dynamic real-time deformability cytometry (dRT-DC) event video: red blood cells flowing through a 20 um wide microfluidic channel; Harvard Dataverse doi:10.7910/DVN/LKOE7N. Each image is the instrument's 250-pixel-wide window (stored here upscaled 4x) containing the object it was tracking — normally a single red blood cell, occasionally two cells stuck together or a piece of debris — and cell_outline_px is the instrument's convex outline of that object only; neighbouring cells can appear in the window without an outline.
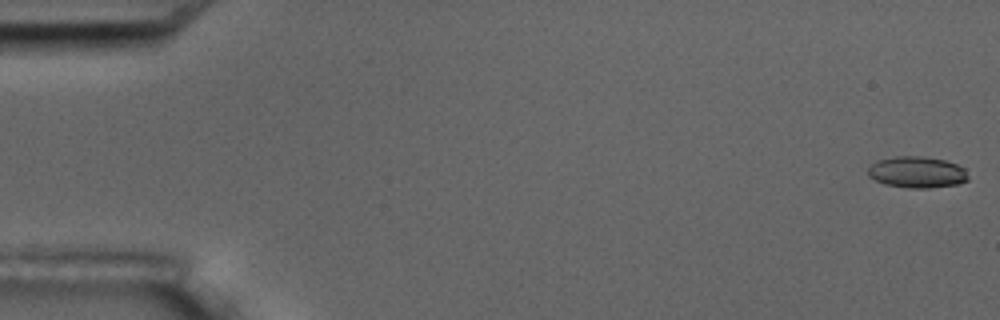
{"species": "common noctule bat (a hibernating species)", "species_latin": "Nyctalus noctula", "temperature_condition": "room temperature", "stored_images_in_passage": 5, "camera_frame_rate_fps": 3000, "um_per_image_px": 0.085, "animal": {"sex": "male", "body_mass_g": 17.5, "forearm_length_mm": 52.3}, "frame": {"image": 1, "passage_image": 1, "time_ms": 0.0, "image_size_px": [1000, 320], "cell_outline_px": [[968, 180], [956, 184], [928, 188], [908, 188], [884, 184], [868, 176], [868, 168], [876, 160], [896, 156], [920, 156], [944, 160], [956, 164], [964, 168], [968, 176]], "centroid_in_image_um": [77.92, 14.63], "position_along_channel_um": 7.1, "area_um2": 18.26}}